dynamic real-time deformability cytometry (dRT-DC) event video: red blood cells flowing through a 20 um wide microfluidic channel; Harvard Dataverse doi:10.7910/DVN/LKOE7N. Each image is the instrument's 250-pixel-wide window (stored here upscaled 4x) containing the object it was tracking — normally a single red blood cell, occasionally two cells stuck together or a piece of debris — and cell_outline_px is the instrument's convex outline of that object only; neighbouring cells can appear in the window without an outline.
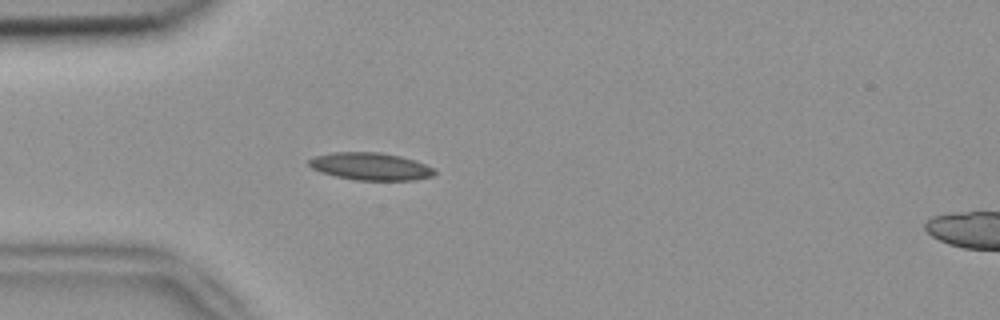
{"species": "common noctule bat (a hibernating species)", "species_latin": "Nyctalus noctula", "temperature_condition": "room temperature", "stored_images_in_passage": 6, "segment_of_instrument_passage": [1, 2], "camera_frame_rate_fps": 3000, "um_per_image_px": 0.085, "animal": {"sex": "female", "body_mass_g": 18.4}, "frame": {"image": 1, "passage_image": 5, "time_ms": 1.333, "image_size_px": [1000, 320], "cell_outline_px": [[436, 172], [432, 176], [416, 180], [356, 180], [336, 176], [320, 172], [312, 168], [308, 164], [308, 160], [312, 156], [332, 152], [380, 152], [400, 156], [416, 160], [436, 168]], "centroid_in_image_um": [31.51, 14.14], "position_along_channel_um": 53.5, "area_um2": 20.35}}